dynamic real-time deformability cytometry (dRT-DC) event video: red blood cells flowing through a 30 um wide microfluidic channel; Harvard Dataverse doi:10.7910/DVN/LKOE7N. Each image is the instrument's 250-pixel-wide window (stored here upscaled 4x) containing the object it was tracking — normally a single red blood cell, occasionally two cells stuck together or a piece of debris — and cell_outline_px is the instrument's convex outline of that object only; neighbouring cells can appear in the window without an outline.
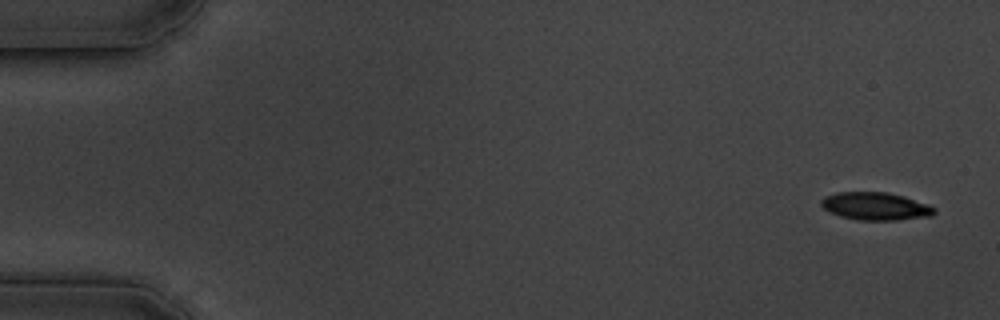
{"species": "common noctule bat (a hibernating species)", "species_latin": "Nyctalus noctula", "temperature_condition": "cold", "stored_images_in_passage": 58, "camera_frame_rate_fps": 3000, "um_per_image_px": 0.085, "animal": {"sex": "male", "body_mass_g": 19.5, "forearm_length_mm": 54.6}, "frame": {"image": 1, "passage_image": 1, "time_ms": 0.0, "image_size_px": [1000, 320], "cell_outline_px": [[936, 212], [932, 216], [896, 220], [856, 220], [840, 216], [828, 212], [820, 204], [820, 200], [824, 196], [836, 192], [888, 192], [904, 196], [928, 204], [936, 208]], "centroid_in_image_um": [74.41, 17.53], "position_along_channel_um": 10.6, "area_um2": 18.55}}
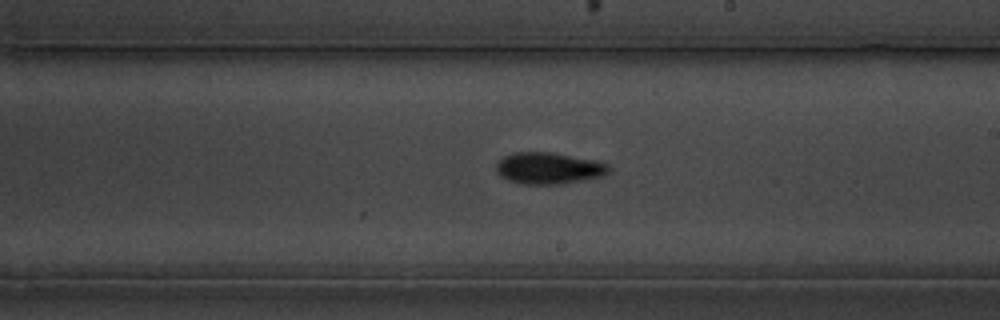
{"frame": {"image": 2, "passage_image": 33, "time_ms": 10.667, "image_size_px": [1000, 320], "cell_outline_px": [[612, 168], [604, 176], [588, 180], [560, 184], [520, 184], [508, 180], [500, 176], [496, 172], [496, 164], [504, 156], [512, 152], [552, 152], [600, 160], [608, 164]], "centroid_in_image_um": [46.69, 14.29], "position_along_channel_um": 242.3, "area_um2": 21.27}}
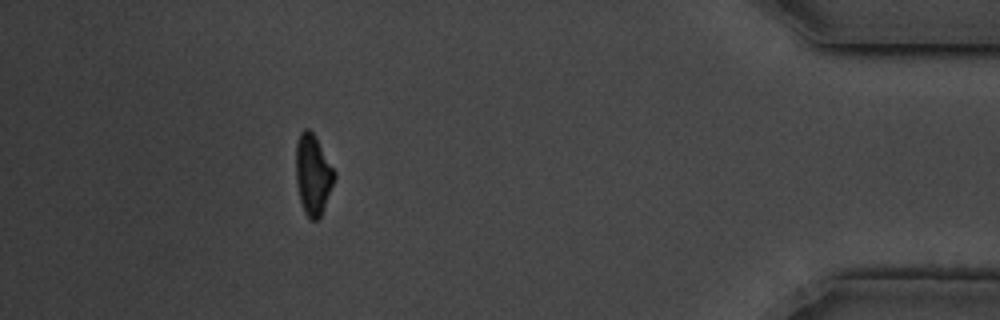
{"frame": {"image": 3, "passage_image": 52, "time_ms": 17.0, "image_size_px": [1000, 320], "cell_outline_px": [[336, 176], [324, 208], [320, 216], [316, 220], [312, 220], [304, 212], [300, 200], [296, 184], [296, 140], [300, 132], [304, 128], [308, 128], [316, 136], [336, 172]], "centroid_in_image_um": [26.6, 14.79], "position_along_channel_um": 408.6, "area_um2": 18.15}, "authors_computed_cell_mechanics": {"area_um2": 18.9295, "velocity_mm_per_s": 3.4111, "shape_relaxation_time_tau1_ms": 2.567, "shape_relaxation_time_tau2_ms": 5.4097, "deformation_change_tau1": 0.1225, "deformation_change_tau2": 0.1174}}